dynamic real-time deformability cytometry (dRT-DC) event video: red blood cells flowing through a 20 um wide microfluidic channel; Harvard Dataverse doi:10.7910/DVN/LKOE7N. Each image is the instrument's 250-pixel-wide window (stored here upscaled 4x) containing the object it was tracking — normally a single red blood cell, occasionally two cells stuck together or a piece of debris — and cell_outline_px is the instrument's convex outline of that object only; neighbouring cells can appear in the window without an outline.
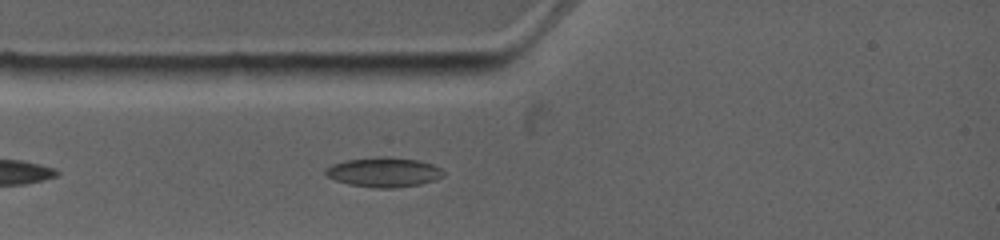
{"species": "common noctule bat (a hibernating species)", "species_latin": "Nyctalus noctula", "temperature_condition": "warm", "stored_images_in_passage": 2, "camera_frame_rate_fps": 4500, "um_per_image_px": 0.085, "animal": {"sex": "female", "body_mass_g": 19.0, "forearm_length_mm": 53.3}, "frame": {"image": 1, "passage_image": 2, "time_ms": 0.889, "image_size_px": [1000, 240], "cell_outline_px": [[444, 176], [420, 184], [392, 188], [376, 188], [348, 184], [336, 180], [328, 176], [324, 172], [324, 168], [332, 164], [344, 160], [376, 156], [392, 156], [416, 160], [432, 164], [440, 168], [444, 172]], "centroid_in_image_um": [32.58, 14.62], "position_along_channel_um": 52.4, "area_um2": 20.46}}